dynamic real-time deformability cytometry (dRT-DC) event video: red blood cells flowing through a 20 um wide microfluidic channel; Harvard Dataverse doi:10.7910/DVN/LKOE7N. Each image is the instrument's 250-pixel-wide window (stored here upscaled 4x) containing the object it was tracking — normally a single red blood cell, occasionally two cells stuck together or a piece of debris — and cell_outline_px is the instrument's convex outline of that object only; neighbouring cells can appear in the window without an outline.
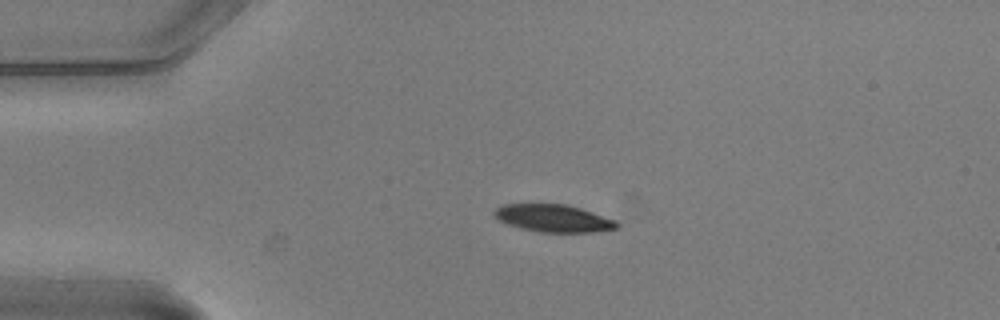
{"species": "common noctule bat (a hibernating species)", "species_latin": "Nyctalus noctula", "temperature_condition": "warm", "stored_images_in_passage": 4, "camera_frame_rate_fps": 3000, "um_per_image_px": 0.085, "animal": {"sex": "male", "body_mass_g": 20.5, "forearm_length_mm": 52.5}, "frame": {"image": 1, "passage_image": 3, "time_ms": 0.667, "image_size_px": [1000, 320], "cell_outline_px": [[620, 224], [616, 228], [592, 232], [540, 232], [520, 228], [508, 224], [500, 220], [492, 212], [496, 208], [504, 204], [568, 204], [616, 220]], "centroid_in_image_um": [47.05, 18.55], "position_along_channel_um": 38.0, "area_um2": 19.48}}